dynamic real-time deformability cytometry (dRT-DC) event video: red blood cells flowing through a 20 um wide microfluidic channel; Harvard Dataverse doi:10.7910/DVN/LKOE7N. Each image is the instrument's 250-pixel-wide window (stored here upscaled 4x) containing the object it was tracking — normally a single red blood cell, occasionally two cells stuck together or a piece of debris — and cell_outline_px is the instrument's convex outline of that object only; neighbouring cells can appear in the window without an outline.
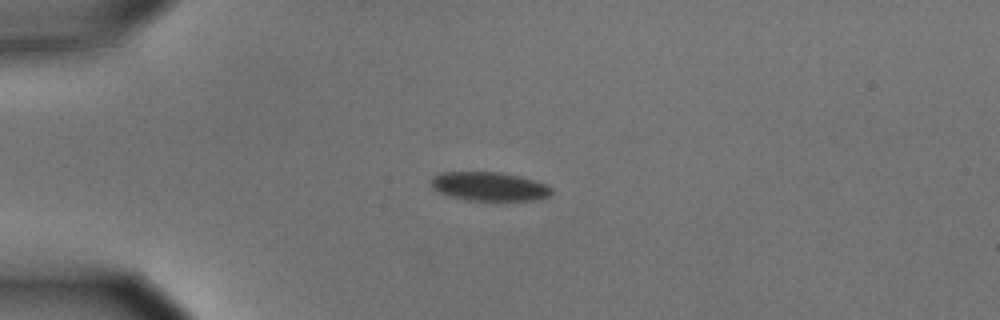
{"species": "common noctule bat (a hibernating species)", "species_latin": "Nyctalus noctula", "temperature_condition": "cold", "stored_images_in_passage": 43, "camera_frame_rate_fps": 3000, "um_per_image_px": 0.085, "animal": {"sex": "male", "body_mass_g": 15.6}, "frame": {"image": 1, "passage_image": 1, "time_ms": 0.0, "image_size_px": [1000, 320], "cell_outline_px": [[552, 192], [548, 196], [536, 200], [468, 200], [448, 196], [432, 188], [428, 180], [432, 176], [440, 172], [504, 172], [536, 180], [548, 184], [552, 188]], "centroid_in_image_um": [41.57, 15.83], "position_along_channel_um": 43.4, "area_um2": 20.58}}
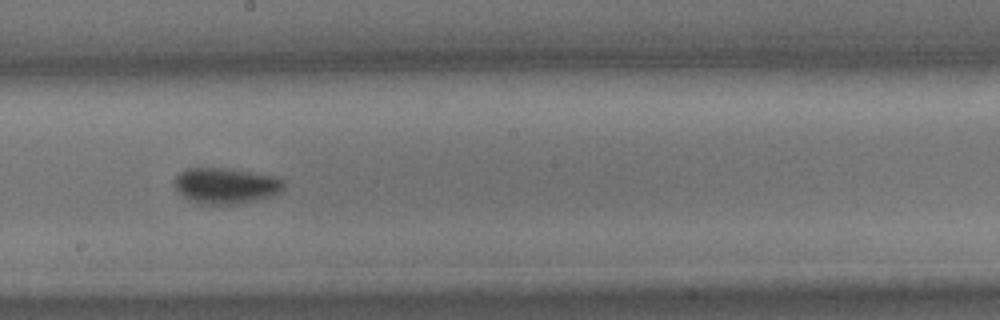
{"frame": {"image": 2, "passage_image": 19, "time_ms": 6.0, "image_size_px": [1000, 320], "cell_outline_px": [[284, 184], [280, 192], [256, 200], [240, 204], [200, 204], [184, 196], [172, 184], [176, 176], [180, 172], [188, 168], [224, 168], [272, 176], [284, 180]], "centroid_in_image_um": [19.16, 15.79], "position_along_channel_um": 229.0, "area_um2": 22.48}}
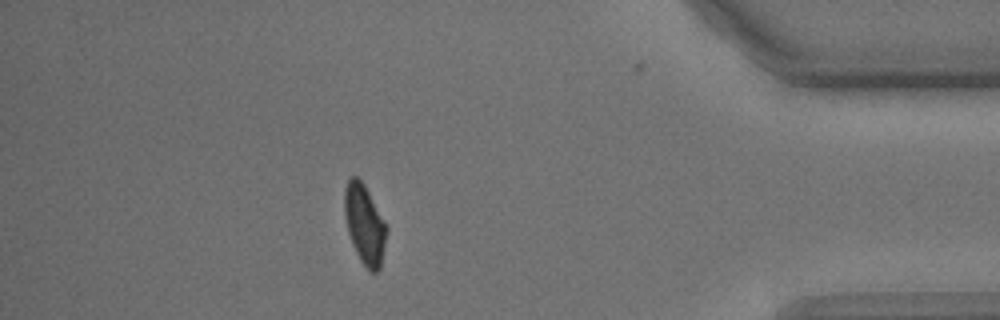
{"frame": {"image": 3, "passage_image": 37, "time_ms": 12.0, "image_size_px": [1000, 320], "cell_outline_px": [[388, 228], [380, 268], [376, 272], [372, 272], [360, 260], [352, 244], [348, 232], [344, 212], [344, 188], [348, 180], [352, 176], [356, 176], [364, 184], [384, 220]], "centroid_in_image_um": [30.98, 19.05], "position_along_channel_um": 404.2, "area_um2": 19.31}, "authors_computed_cell_mechanics": {"area_um2": 20.9814, "velocity_mm_per_s": 3.5443, "shape_relaxation_time_tau1_ms": 2.8182, "shape_relaxation_time_tau2_ms": 2.2605, "deformation_change_tau1": 0.0775, "deformation_change_tau2": 0.0414}}